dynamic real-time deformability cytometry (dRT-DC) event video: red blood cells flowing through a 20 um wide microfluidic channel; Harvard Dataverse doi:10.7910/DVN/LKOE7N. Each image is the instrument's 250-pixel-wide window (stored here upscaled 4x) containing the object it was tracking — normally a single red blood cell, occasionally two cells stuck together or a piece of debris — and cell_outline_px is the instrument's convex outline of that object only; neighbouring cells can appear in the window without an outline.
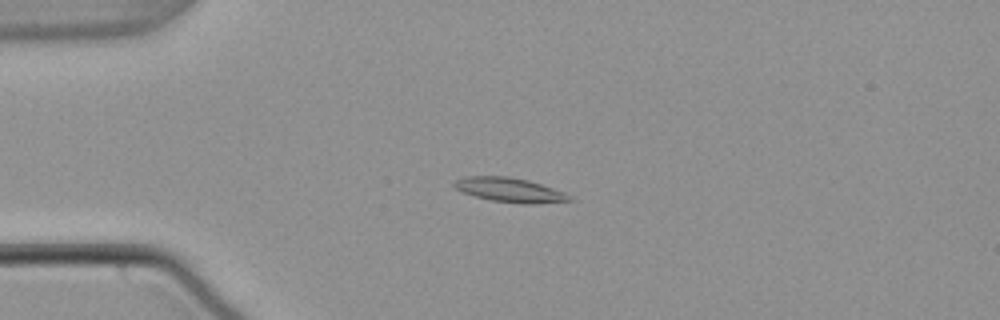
{"species": "common noctule bat (a hibernating species)", "species_latin": "Nyctalus noctula", "temperature_condition": "warm", "stored_images_in_passage": 50, "camera_frame_rate_fps": 3000, "um_per_image_px": 0.085, "animal": {"sex": "male", "body_mass_g": 21.5, "forearm_length_mm": 52.0}, "frame": {"image": 1, "passage_image": 9, "time_ms": 2.667, "image_size_px": [1000, 320], "cell_outline_px": [[572, 200], [536, 204], [524, 204], [492, 200], [460, 192], [452, 184], [456, 180], [464, 176], [508, 176], [528, 180], [564, 192]], "centroid_in_image_um": [43.28, 16.14], "position_along_channel_um": 41.7, "area_um2": 16.18}}
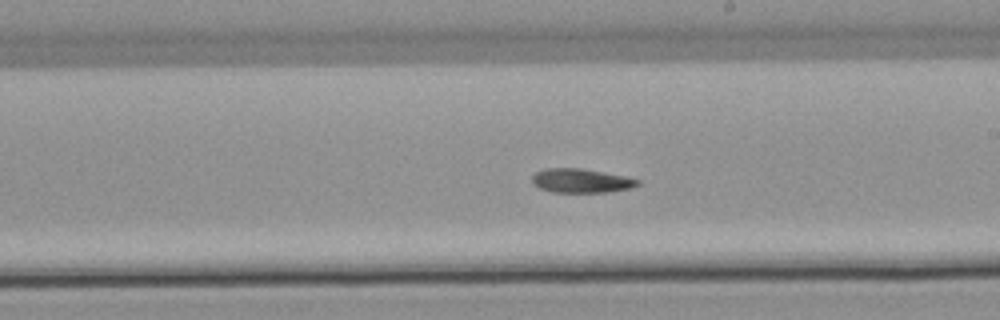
{"frame": {"image": 2, "passage_image": 27, "time_ms": 8.667, "image_size_px": [1000, 320], "cell_outline_px": [[640, 184], [632, 188], [608, 192], [552, 192], [540, 188], [532, 180], [532, 176], [536, 172], [544, 168], [580, 168], [624, 176], [640, 180]], "centroid_in_image_um": [49.41, 15.36], "position_along_channel_um": 239.6, "area_um2": 14.68}}
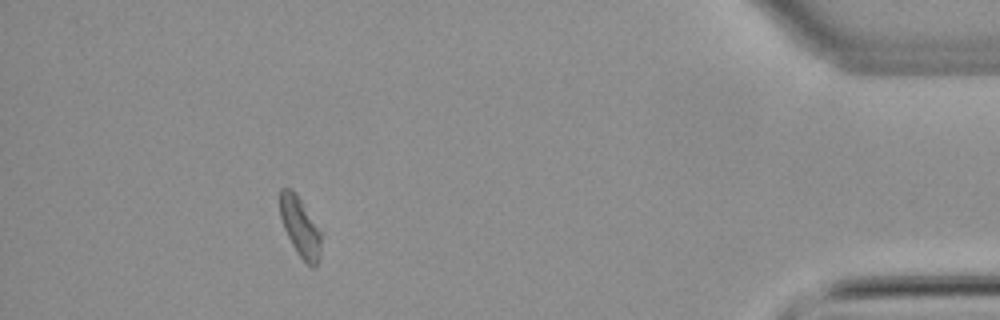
{"frame": {"image": 3, "passage_image": 45, "time_ms": 14.667, "image_size_px": [1000, 320], "cell_outline_px": [[320, 256], [316, 268], [312, 268], [296, 252], [284, 228], [280, 216], [280, 188], [292, 188], [296, 192], [320, 232]], "centroid_in_image_um": [25.49, 19.29], "position_along_channel_um": 409.7, "area_um2": 14.05}, "authors_computed_cell_mechanics": {"area_um2": 15.1147, "velocity_mm_per_s": 3.7695, "shape_relaxation_time_tau1_ms": null, "shape_relaxation_time_tau2_ms": 5.7283, "deformation_change_tau1": null, "deformation_change_tau2": 0.1153}}